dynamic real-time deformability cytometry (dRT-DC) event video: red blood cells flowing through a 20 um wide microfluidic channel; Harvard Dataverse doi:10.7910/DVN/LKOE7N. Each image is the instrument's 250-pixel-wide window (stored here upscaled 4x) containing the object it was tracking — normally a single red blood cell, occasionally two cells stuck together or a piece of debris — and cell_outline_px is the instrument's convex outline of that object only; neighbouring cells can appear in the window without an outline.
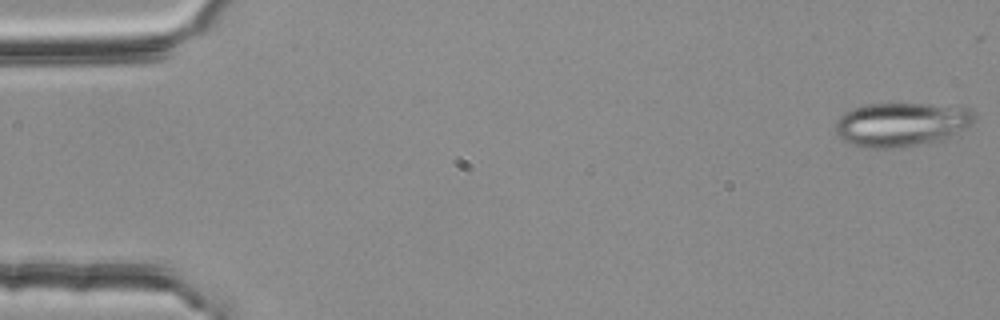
{"species": "common noctule bat (a hibernating species)", "species_latin": "Nyctalus noctula", "temperature_condition": "room temperature", "stored_images_in_passage": 54, "camera_frame_rate_fps": 3000, "um_per_image_px": 0.085, "animal": {"sex": "female", "body_mass_g": 25.1}, "frame": {"image": 1, "passage_image": 1, "time_ms": 0.0, "image_size_px": [1000, 320], "cell_outline_px": [[976, 116], [972, 124], [952, 136], [944, 140], [900, 148], [868, 148], [852, 144], [844, 140], [836, 132], [836, 120], [840, 116], [852, 108], [864, 104], [928, 104], [972, 108]], "centroid_in_image_um": [76.65, 10.58], "position_along_channel_um": 8.3, "area_um2": 35.84}}
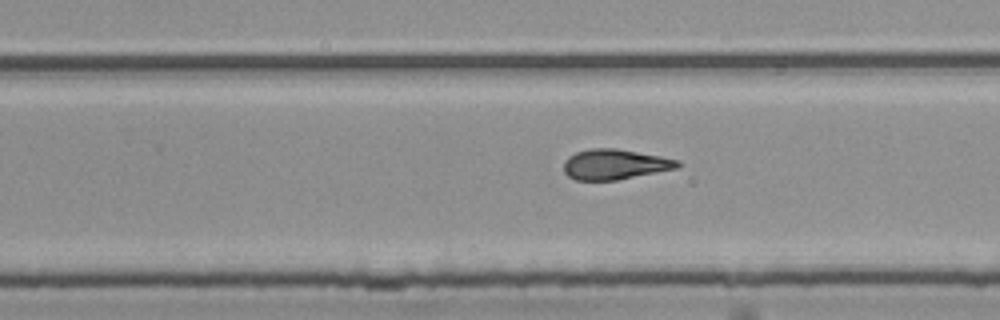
{"frame": {"image": 2, "passage_image": 34, "time_ms": 11.0, "image_size_px": [1000, 320], "cell_outline_px": [[680, 164], [676, 168], [616, 180], [576, 180], [568, 176], [564, 172], [564, 160], [568, 156], [576, 152], [588, 148], [616, 148], [660, 156], [680, 160]], "centroid_in_image_um": [52.21, 13.96], "position_along_channel_um": 277.6, "area_um2": 20.0}}
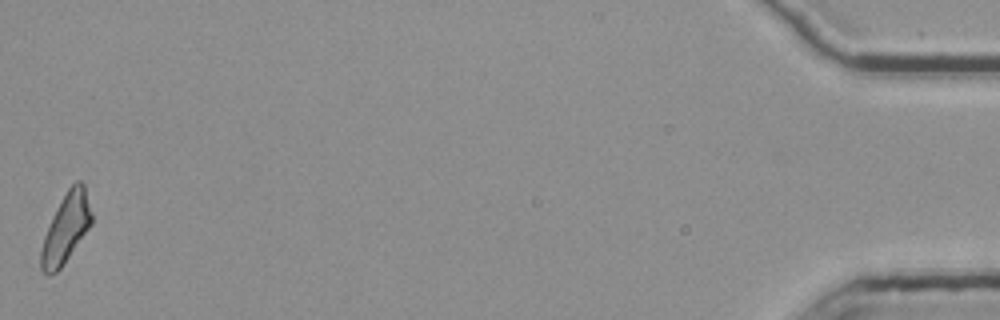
{"frame": {"image": 3, "passage_image": 54, "time_ms": 17.667, "image_size_px": [1000, 320], "cell_outline_px": [[92, 224], [60, 268], [56, 272], [48, 276], [40, 268], [40, 252], [44, 236], [52, 216], [68, 188], [76, 180], [80, 180], [84, 184], [92, 216]], "centroid_in_image_um": [5.59, 19.4], "position_along_channel_um": 429.6, "area_um2": 20.11}, "authors_computed_cell_mechanics": {"area_um2": 20.5479, "velocity_mm_per_s": 3.7769, "shape_relaxation_time_tau1_ms": null, "shape_relaxation_time_tau2_ms": 4.2138, "deformation_change_tau1": null, "deformation_change_tau2": 0.1492}}